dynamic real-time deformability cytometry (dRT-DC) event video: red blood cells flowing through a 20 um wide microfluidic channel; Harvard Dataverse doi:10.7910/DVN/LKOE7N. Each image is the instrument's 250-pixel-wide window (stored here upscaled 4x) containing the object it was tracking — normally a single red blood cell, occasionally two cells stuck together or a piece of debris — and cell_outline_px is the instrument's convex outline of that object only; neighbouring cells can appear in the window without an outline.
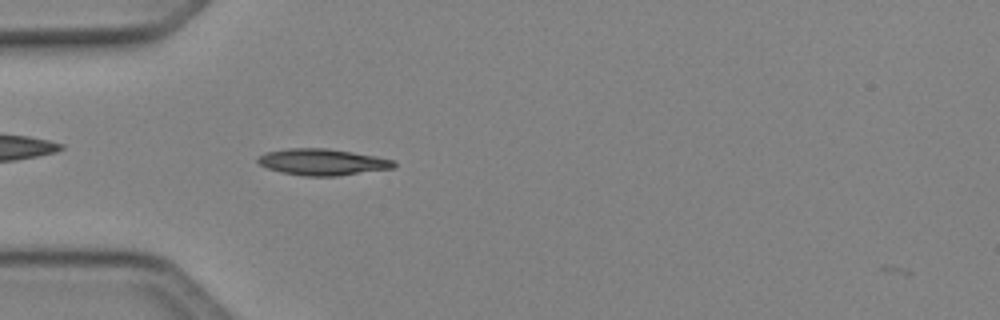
{"species": "Egyptian fruit bat (a non-hibernating species)", "species_latin": "Rousettus aegyptiacus", "temperature_condition": "cold", "stored_images_in_passage": 35, "camera_frame_rate_fps": 3000, "um_per_image_px": 0.085, "animal": {"sex": "female"}, "frame": {"image": 1, "passage_image": 1, "time_ms": 0.0, "image_size_px": [1000, 320], "cell_outline_px": [[396, 164], [392, 168], [336, 176], [304, 176], [280, 172], [268, 168], [260, 164], [256, 160], [256, 156], [268, 152], [288, 148], [328, 148], [376, 156], [396, 160]], "centroid_in_image_um": [27.39, 13.77], "position_along_channel_um": 57.6, "area_um2": 20.92}}
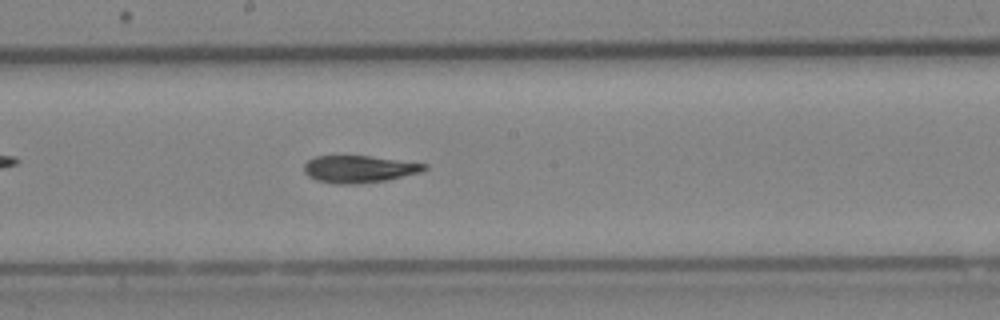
{"frame": {"image": 2, "passage_image": 13, "time_ms": 4.0, "image_size_px": [1000, 320], "cell_outline_px": [[428, 168], [420, 172], [388, 180], [356, 184], [336, 184], [316, 180], [308, 176], [304, 172], [304, 164], [308, 160], [316, 156], [368, 156], [428, 164]], "centroid_in_image_um": [30.51, 14.38], "position_along_channel_um": 217.7, "area_um2": 19.02}}
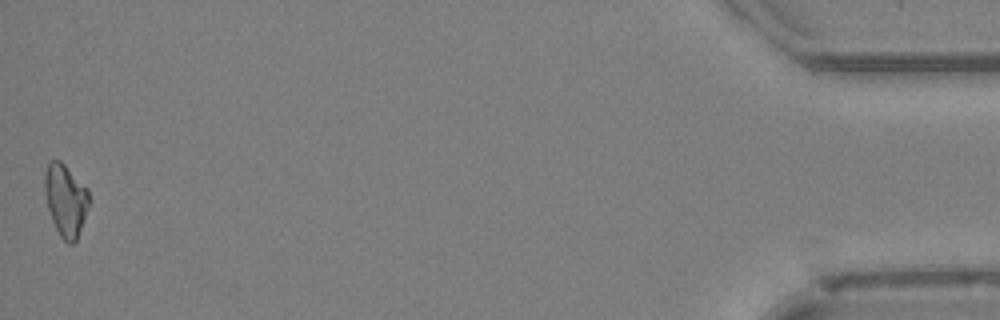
{"frame": {"image": 3, "passage_image": 35, "time_ms": 11.333, "image_size_px": [1000, 320], "cell_outline_px": [[88, 204], [76, 240], [72, 244], [68, 244], [60, 236], [52, 220], [48, 208], [44, 192], [44, 172], [48, 160], [60, 160], [88, 188]], "centroid_in_image_um": [5.54, 16.96], "position_along_channel_um": 429.7, "area_um2": 18.44}, "authors_computed_cell_mechanics": {"area_um2": 19.1896, "velocity_mm_per_s": 4.1503, "shape_relaxation_time_tau1_ms": 6.3249, "shape_relaxation_time_tau2_ms": null, "deformation_change_tau1": 0.1897, "deformation_change_tau2": null}}